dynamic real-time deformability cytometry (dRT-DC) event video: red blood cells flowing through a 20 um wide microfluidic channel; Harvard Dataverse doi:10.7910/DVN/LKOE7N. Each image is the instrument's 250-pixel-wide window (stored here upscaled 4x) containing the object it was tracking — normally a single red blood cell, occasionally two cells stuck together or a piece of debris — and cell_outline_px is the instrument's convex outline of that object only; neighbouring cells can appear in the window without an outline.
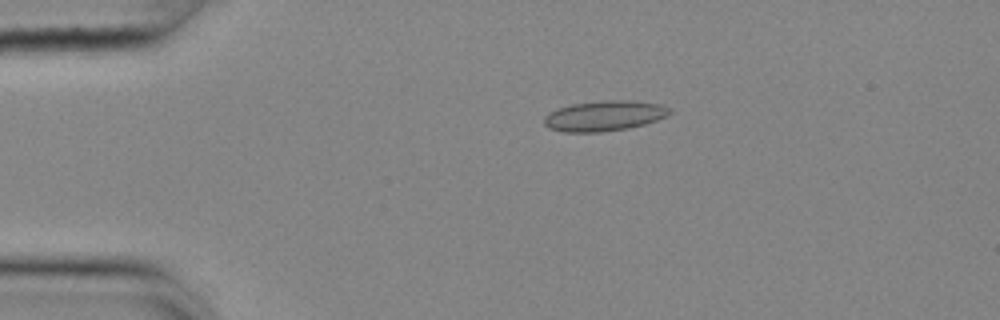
{"species": "common noctule bat (a hibernating species)", "species_latin": "Nyctalus noctula", "temperature_condition": "cold", "stored_images_in_passage": 54, "camera_frame_rate_fps": 3000, "um_per_image_px": 0.085, "animal": {"sex": "female", "body_mass_g": 25.1}, "frame": {"image": 1, "passage_image": 11, "time_ms": 3.333, "image_size_px": [1000, 320], "cell_outline_px": [[672, 112], [656, 120], [644, 124], [628, 128], [600, 132], [564, 132], [548, 128], [544, 124], [544, 116], [548, 112], [572, 104], [608, 100], [628, 100], [660, 104], [668, 108]], "centroid_in_image_um": [51.32, 9.85], "position_along_channel_um": 33.7, "area_um2": 21.96}}
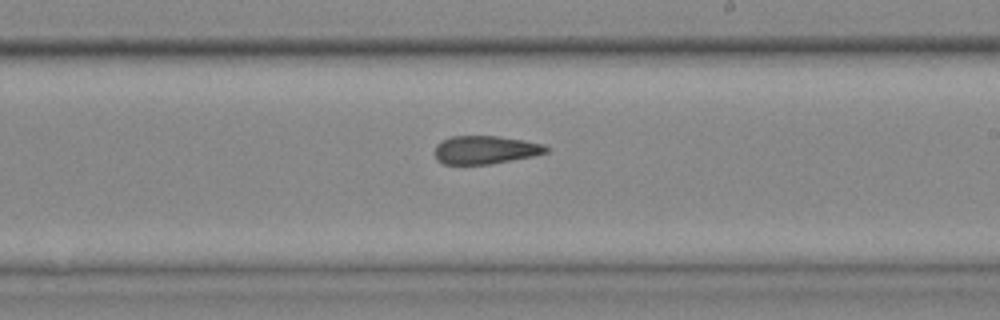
{"frame": {"image": 2, "passage_image": 32, "time_ms": 10.333, "image_size_px": [1000, 320], "cell_outline_px": [[552, 148], [548, 152], [532, 156], [492, 164], [444, 164], [436, 160], [436, 144], [452, 136], [500, 136], [544, 144]], "centroid_in_image_um": [41.29, 12.74], "position_along_channel_um": 247.7, "area_um2": 18.32}}
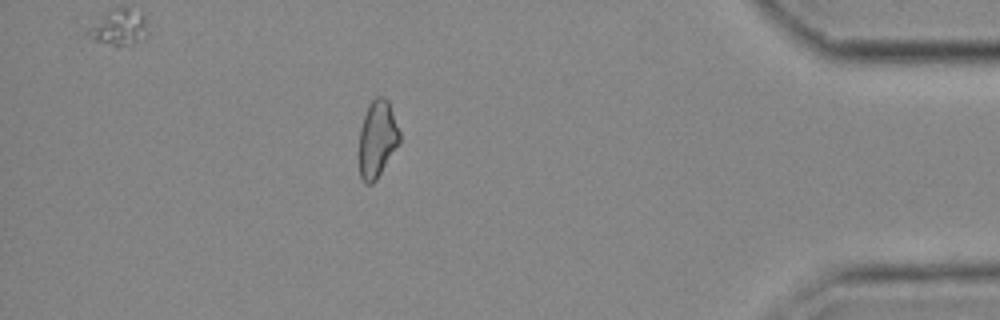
{"frame": {"image": 3, "passage_image": 48, "time_ms": 15.667, "image_size_px": [1000, 320], "cell_outline_px": [[400, 144], [376, 180], [372, 184], [364, 184], [360, 176], [360, 128], [364, 116], [372, 100], [376, 96], [384, 96], [388, 100], [400, 132]], "centroid_in_image_um": [32.09, 11.83], "position_along_channel_um": 403.1, "area_um2": 18.15}, "authors_computed_cell_mechanics": {"area_um2": 19.5075, "velocity_mm_per_s": 3.6851, "shape_relaxation_time_tau1_ms": null, "shape_relaxation_time_tau2_ms": 3.2048, "deformation_change_tau1": null, "deformation_change_tau2": 0.1111}}